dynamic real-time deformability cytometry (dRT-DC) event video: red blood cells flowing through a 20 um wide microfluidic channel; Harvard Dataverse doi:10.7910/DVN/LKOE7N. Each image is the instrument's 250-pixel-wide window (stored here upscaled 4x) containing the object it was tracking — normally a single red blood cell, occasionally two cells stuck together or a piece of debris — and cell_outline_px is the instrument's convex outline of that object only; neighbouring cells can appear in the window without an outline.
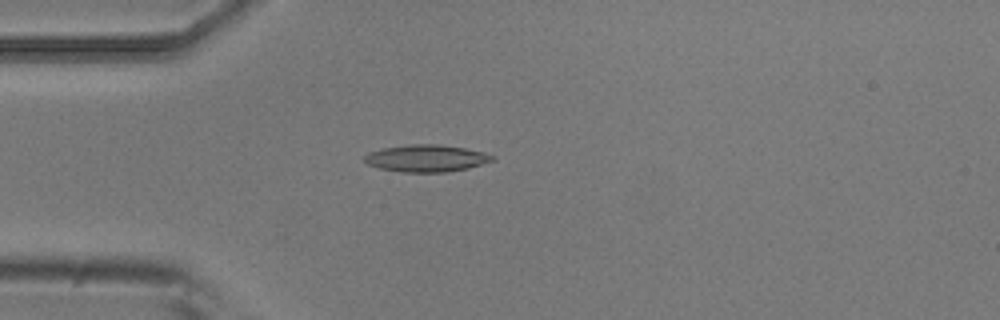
{"species": "common noctule bat (a hibernating species)", "species_latin": "Nyctalus noctula", "temperature_condition": "room temperature", "stored_images_in_passage": 4, "camera_frame_rate_fps": 3000, "um_per_image_px": 0.085, "animal": {"sex": "male", "body_mass_g": 20.5, "forearm_length_mm": 52.5}, "frame": {"image": 1, "passage_image": 4, "time_ms": 1.0, "image_size_px": [1000, 320], "cell_outline_px": [[496, 160], [468, 168], [448, 172], [400, 172], [380, 168], [368, 164], [364, 160], [364, 156], [368, 152], [384, 148], [408, 144], [440, 144], [464, 148], [484, 152], [496, 156]], "centroid_in_image_um": [36.27, 13.45], "position_along_channel_um": 48.7, "area_um2": 20.29}}